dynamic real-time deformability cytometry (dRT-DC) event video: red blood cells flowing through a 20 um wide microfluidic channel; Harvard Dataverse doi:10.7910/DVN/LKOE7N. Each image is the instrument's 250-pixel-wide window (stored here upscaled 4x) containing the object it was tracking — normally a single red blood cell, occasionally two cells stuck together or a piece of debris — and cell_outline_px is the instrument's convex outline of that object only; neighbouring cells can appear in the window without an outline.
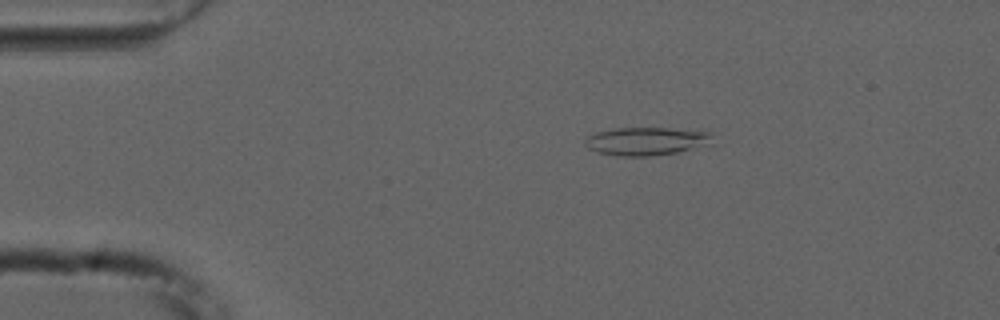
{"species": "common noctule bat (a hibernating species)", "species_latin": "Nyctalus noctula", "temperature_condition": "cold", "stored_images_in_passage": 54, "camera_frame_rate_fps": 3000, "um_per_image_px": 0.085, "animal": {"sex": "male", "forearm_length_mm": 52.5}, "frame": {"image": 1, "passage_image": 10, "time_ms": 3.0, "image_size_px": [1000, 320], "cell_outline_px": [[712, 132], [704, 144], [676, 152], [648, 156], [616, 156], [596, 152], [588, 148], [584, 144], [584, 140], [588, 136], [596, 132], [616, 128], [668, 128]], "centroid_in_image_um": [54.78, 12.0], "position_along_channel_um": 30.2, "area_um2": 20.35}}
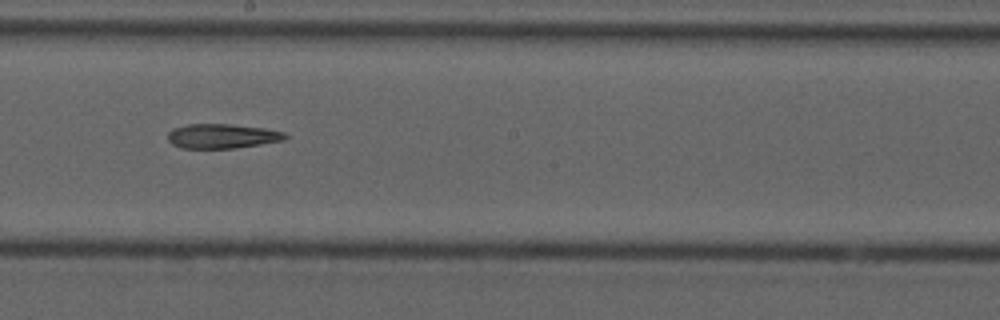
{"frame": {"image": 2, "passage_image": 30, "time_ms": 9.667, "image_size_px": [1000, 320], "cell_outline_px": [[288, 136], [284, 140], [260, 144], [232, 148], [180, 148], [172, 144], [168, 140], [168, 132], [172, 128], [188, 124], [228, 124], [264, 128], [284, 132]], "centroid_in_image_um": [18.84, 11.56], "position_along_channel_um": 229.4, "area_um2": 16.7}}
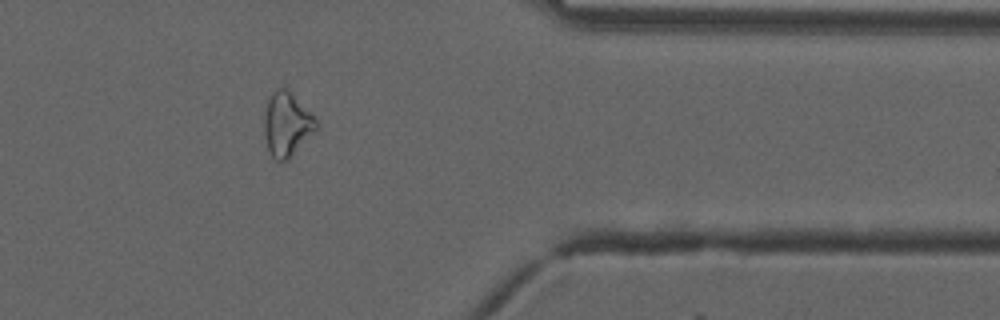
{"frame": {"image": 3, "passage_image": 44, "time_ms": 14.333, "image_size_px": [1000, 320], "cell_outline_px": [[320, 128], [288, 160], [276, 160], [268, 152], [264, 136], [264, 112], [268, 96], [276, 88], [284, 88], [292, 92], [312, 112], [320, 124]], "centroid_in_image_um": [24.41, 10.55], "position_along_channel_um": 387.0, "area_um2": 20.17}}